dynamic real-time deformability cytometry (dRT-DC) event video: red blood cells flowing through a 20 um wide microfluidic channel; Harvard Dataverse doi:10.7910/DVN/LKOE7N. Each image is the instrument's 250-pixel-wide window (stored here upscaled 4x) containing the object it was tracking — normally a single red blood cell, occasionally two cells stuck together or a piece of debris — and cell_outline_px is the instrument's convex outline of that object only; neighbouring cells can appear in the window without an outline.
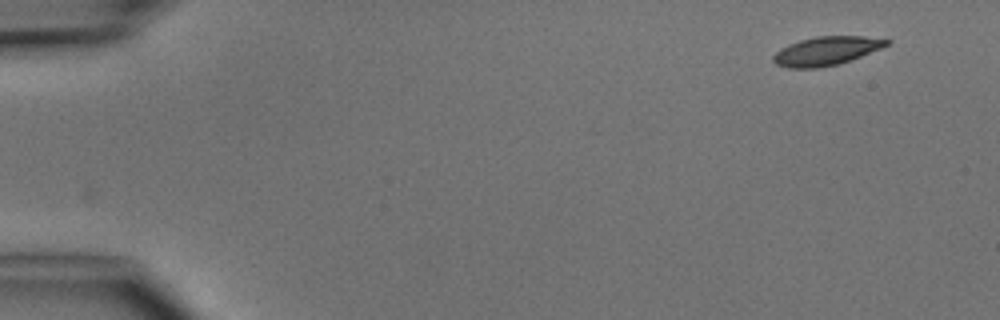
{"species": "common noctule bat (a hibernating species)", "species_latin": "Nyctalus noctula", "temperature_condition": "cold", "stored_images_in_passage": 2, "camera_frame_rate_fps": 3000, "um_per_image_px": 0.085, "animal": {"sex": "male", "body_mass_g": 15.6}, "frame": {"image": 1, "passage_image": 2, "time_ms": 1.333, "image_size_px": [1000, 320], "cell_outline_px": [[892, 40], [888, 44], [880, 48], [860, 56], [836, 64], [816, 68], [788, 68], [776, 64], [772, 60], [772, 56], [780, 48], [788, 44], [800, 40], [816, 36], [864, 36]], "centroid_in_image_um": [70.18, 4.32], "position_along_channel_um": 14.8, "area_um2": 18.73}}